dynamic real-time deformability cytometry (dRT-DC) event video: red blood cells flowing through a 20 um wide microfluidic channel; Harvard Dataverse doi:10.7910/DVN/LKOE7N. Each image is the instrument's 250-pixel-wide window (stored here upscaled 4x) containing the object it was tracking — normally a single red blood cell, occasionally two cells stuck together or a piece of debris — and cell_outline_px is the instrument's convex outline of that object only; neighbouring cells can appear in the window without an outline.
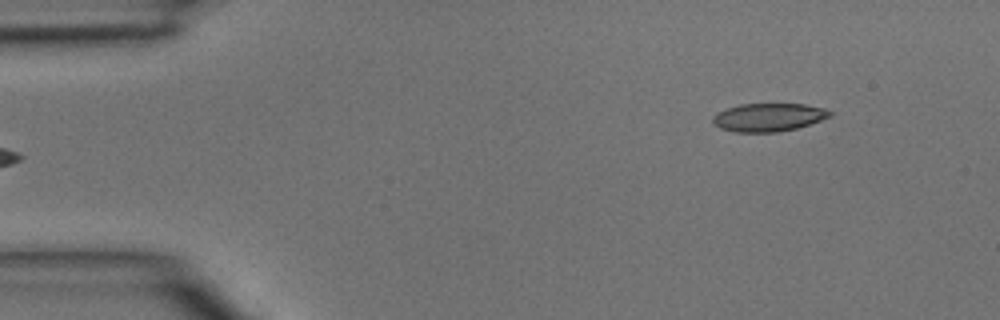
{"species": "common noctule bat (a hibernating species)", "species_latin": "Nyctalus noctula", "temperature_condition": "room temperature", "stored_images_in_passage": 5, "camera_frame_rate_fps": 3000, "um_per_image_px": 0.085, "animal": {"sex": "male", "body_mass_g": 15.6}, "frame": {"image": 1, "passage_image": 5, "time_ms": 1.333, "image_size_px": [1000, 320], "cell_outline_px": [[832, 116], [796, 128], [776, 132], [736, 132], [720, 128], [712, 124], [712, 116], [716, 112], [740, 104], [804, 104], [824, 108], [832, 112]], "centroid_in_image_um": [65.28, 9.97], "position_along_channel_um": 19.7, "area_um2": 19.19}}